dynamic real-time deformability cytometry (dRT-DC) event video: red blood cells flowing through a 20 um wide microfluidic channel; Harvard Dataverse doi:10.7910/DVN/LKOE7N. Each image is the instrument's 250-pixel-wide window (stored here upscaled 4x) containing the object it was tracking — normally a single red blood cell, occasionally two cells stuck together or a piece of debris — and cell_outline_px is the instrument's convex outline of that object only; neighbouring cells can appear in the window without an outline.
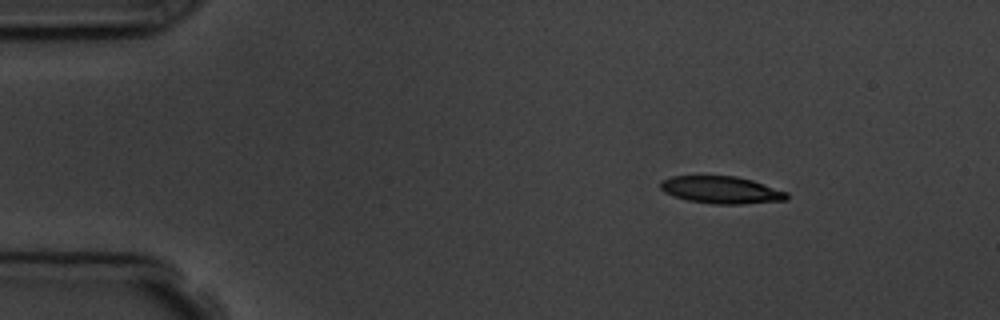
{"species": "common noctule bat (a hibernating species)", "species_latin": "Nyctalus noctula", "temperature_condition": "room temperature", "stored_images_in_passage": 3, "camera_frame_rate_fps": 3000, "um_per_image_px": 0.085, "animal": {"sex": "male", "body_mass_g": 19.5, "forearm_length_mm": 54.6}, "frame": {"image": 1, "passage_image": 1, "time_ms": 0.0, "image_size_px": [1000, 320], "cell_outline_px": [[788, 200], [740, 204], [712, 204], [688, 200], [664, 192], [660, 188], [660, 184], [664, 180], [672, 176], [736, 176], [752, 180], [788, 192]], "centroid_in_image_um": [61.34, 16.14], "position_along_channel_um": 23.7, "area_um2": 19.94}}